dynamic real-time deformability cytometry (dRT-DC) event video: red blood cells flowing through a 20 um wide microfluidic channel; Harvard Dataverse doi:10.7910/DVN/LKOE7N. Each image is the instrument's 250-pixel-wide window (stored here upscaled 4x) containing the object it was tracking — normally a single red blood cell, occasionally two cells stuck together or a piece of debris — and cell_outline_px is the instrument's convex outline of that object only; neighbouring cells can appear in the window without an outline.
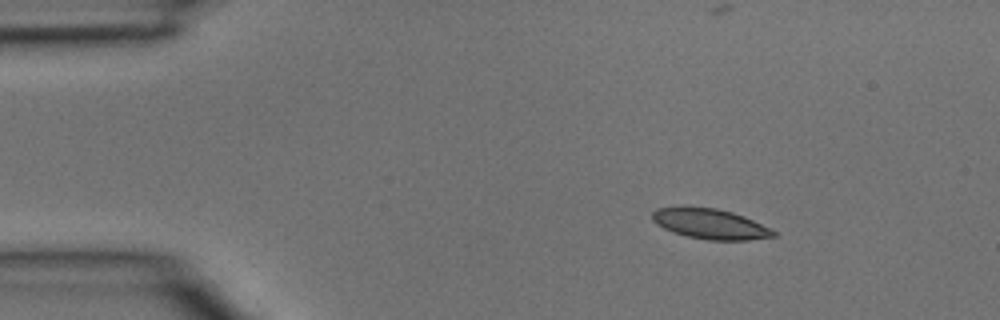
{"species": "common noctule bat (a hibernating species)", "species_latin": "Nyctalus noctula", "temperature_condition": "room temperature", "stored_images_in_passage": 4, "camera_frame_rate_fps": 3000, "um_per_image_px": 0.085, "animal": {"sex": "male", "body_mass_g": 15.6}, "frame": {"image": 1, "passage_image": 1, "time_ms": 0.0, "image_size_px": [1000, 320], "cell_outline_px": [[776, 236], [748, 240], [708, 240], [688, 236], [672, 232], [656, 224], [652, 220], [652, 212], [656, 208], [716, 208], [732, 212], [744, 216], [772, 228], [776, 232]], "centroid_in_image_um": [60.41, 19.05], "position_along_channel_um": 24.6, "area_um2": 21.1}}
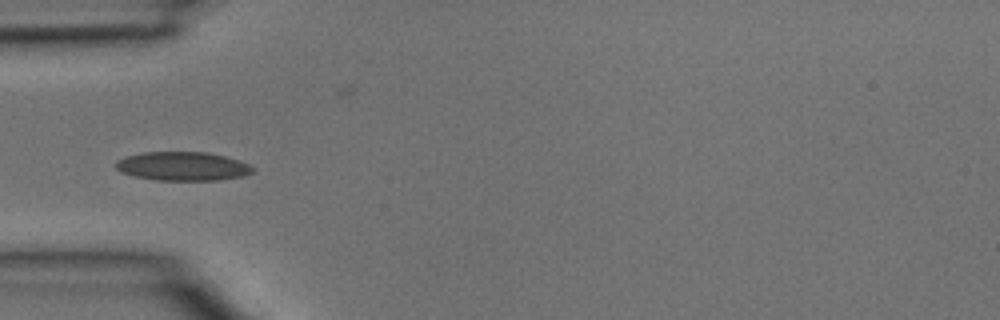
{"frame": {"image": 2, "passage_image": 3, "time_ms": 0.667, "image_size_px": [1000, 320], "cell_outline_px": [[256, 168], [252, 172], [244, 176], [220, 180], [156, 180], [136, 176], [120, 172], [116, 168], [116, 160], [128, 156], [144, 152], [208, 152], [240, 160]], "centroid_in_image_um": [15.56, 14.13], "position_along_channel_um": 69.4, "area_um2": 23.0}}